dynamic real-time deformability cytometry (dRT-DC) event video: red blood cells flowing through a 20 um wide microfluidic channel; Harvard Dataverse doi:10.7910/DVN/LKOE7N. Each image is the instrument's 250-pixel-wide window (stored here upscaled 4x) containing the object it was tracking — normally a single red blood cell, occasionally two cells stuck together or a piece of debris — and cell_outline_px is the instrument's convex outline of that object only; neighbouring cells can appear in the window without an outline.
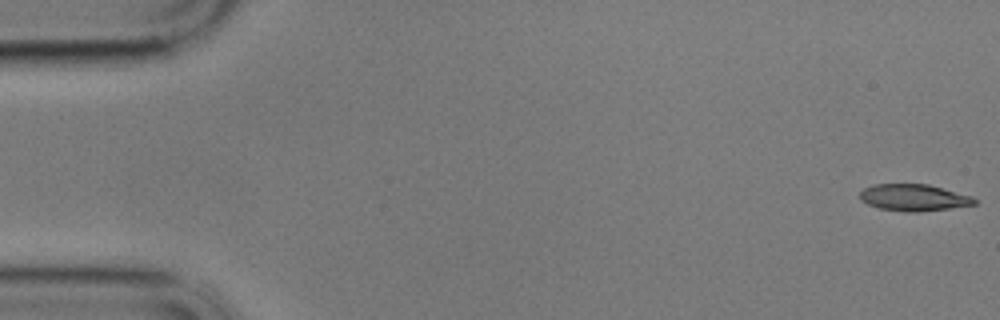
{"species": "common noctule bat (a hibernating species)", "species_latin": "Nyctalus noctula", "temperature_condition": "cold", "stored_images_in_passage": 58, "camera_frame_rate_fps": 3000, "um_per_image_px": 0.085, "animal": {"sex": "male", "body_mass_g": 17.9}, "frame": {"image": 1, "passage_image": 1, "time_ms": 0.0, "image_size_px": [1000, 320], "cell_outline_px": [[976, 204], [920, 212], [904, 212], [880, 208], [868, 204], [860, 200], [860, 192], [864, 188], [872, 184], [928, 184], [972, 196], [976, 200]], "centroid_in_image_um": [77.64, 16.79], "position_along_channel_um": 7.4, "area_um2": 17.8}}
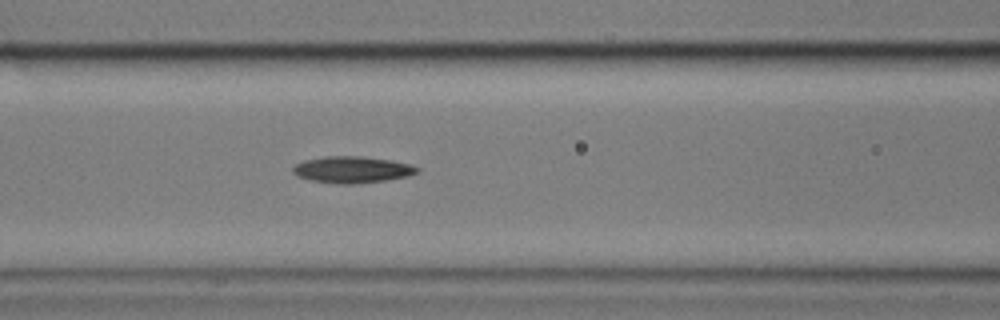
{"frame": {"image": 2, "passage_image": 24, "time_ms": 7.667, "image_size_px": [1000, 320], "cell_outline_px": [[420, 172], [408, 176], [384, 180], [352, 184], [336, 184], [312, 180], [296, 176], [292, 172], [292, 168], [296, 164], [304, 160], [324, 156], [360, 156], [392, 160], [412, 164], [420, 168]], "centroid_in_image_um": [29.95, 14.41], "position_along_channel_um": 136.7, "area_um2": 19.36}}
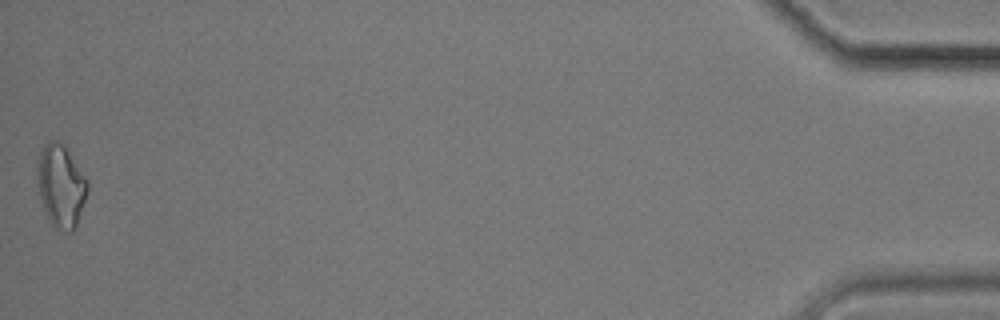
{"frame": {"image": 3, "passage_image": 58, "time_ms": 19.0, "image_size_px": [1000, 320], "cell_outline_px": [[88, 192], [76, 224], [72, 232], [64, 232], [56, 228], [48, 220], [40, 200], [36, 172], [36, 160], [40, 148], [48, 140], [56, 140], [64, 144], [88, 180]], "centroid_in_image_um": [5.14, 15.76], "position_along_channel_um": 430.1, "area_um2": 24.62}, "authors_computed_cell_mechanics": {"area_um2": 18.6983, "velocity_mm_per_s": 3.4222, "shape_relaxation_time_tau1_ms": 3.0955, "shape_relaxation_time_tau2_ms": null, "deformation_change_tau1": 0.1068, "deformation_change_tau2": null}}